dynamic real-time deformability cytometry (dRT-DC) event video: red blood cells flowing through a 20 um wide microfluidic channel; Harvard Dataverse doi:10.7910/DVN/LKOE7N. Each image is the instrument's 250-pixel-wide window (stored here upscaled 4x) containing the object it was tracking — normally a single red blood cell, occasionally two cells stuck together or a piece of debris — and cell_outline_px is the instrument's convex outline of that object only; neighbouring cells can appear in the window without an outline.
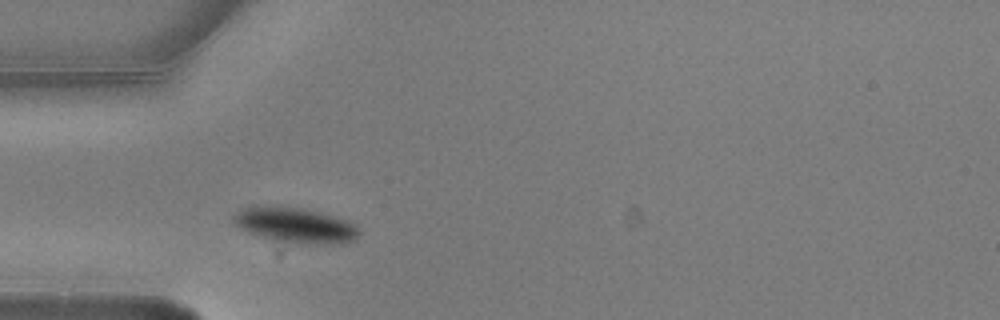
{"species": "common noctule bat (a hibernating species)", "species_latin": "Nyctalus noctula", "temperature_condition": "warm", "stored_images_in_passage": 3, "camera_frame_rate_fps": 3000, "um_per_image_px": 0.085, "animal": {"sex": "male", "body_mass_g": 20.5, "forearm_length_mm": 52.5}, "frame": {"image": 1, "passage_image": 1, "time_ms": 0.0, "image_size_px": [1000, 320], "cell_outline_px": [[360, 236], [352, 240], [340, 244], [308, 244], [260, 236], [248, 232], [240, 228], [232, 220], [232, 216], [240, 208], [256, 204], [272, 204], [304, 208], [320, 212], [348, 220], [356, 224], [360, 232]], "centroid_in_image_um": [25.09, 19.09], "position_along_channel_um": 59.9, "area_um2": 26.24}}
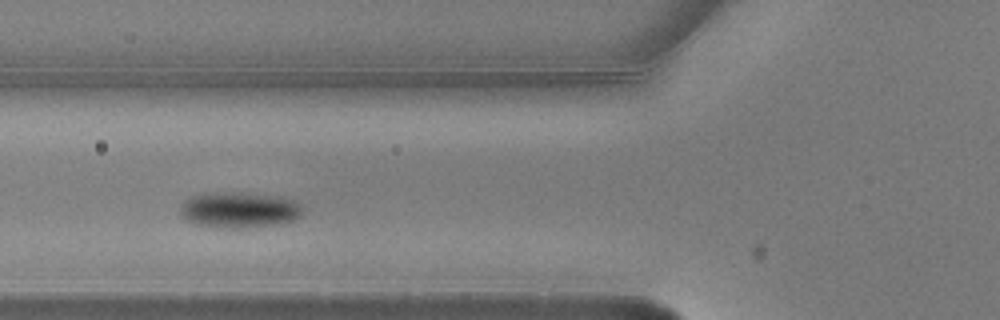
{"frame": {"image": 2, "passage_image": 2, "time_ms": 0.333, "image_size_px": [1000, 320], "cell_outline_px": [[304, 208], [300, 216], [292, 220], [276, 224], [240, 228], [216, 228], [196, 224], [180, 216], [180, 204], [184, 200], [192, 196], [208, 192], [232, 192], [280, 196], [296, 200]], "centroid_in_image_um": [20.31, 17.83], "position_along_channel_um": 105.5, "area_um2": 25.84}}